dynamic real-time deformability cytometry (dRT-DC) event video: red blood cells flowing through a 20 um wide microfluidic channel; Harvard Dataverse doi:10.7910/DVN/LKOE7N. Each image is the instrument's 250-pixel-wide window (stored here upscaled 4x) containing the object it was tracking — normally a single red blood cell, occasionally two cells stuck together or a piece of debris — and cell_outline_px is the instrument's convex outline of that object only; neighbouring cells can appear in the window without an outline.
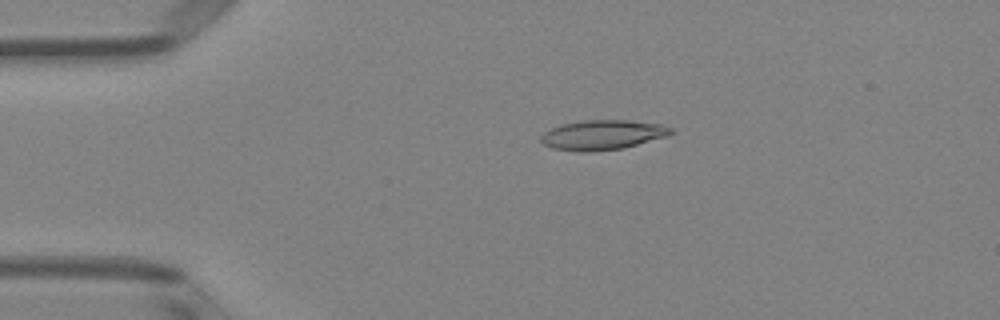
{"species": "Egyptian fruit bat (a non-hibernating species)", "species_latin": "Rousettus aegyptiacus", "temperature_condition": "room temperature", "stored_images_in_passage": 51, "camera_frame_rate_fps": 3000, "um_per_image_px": 0.085, "animal": {"sex": "female"}, "frame": {"image": 1, "passage_image": 11, "time_ms": 3.333, "image_size_px": [1000, 320], "cell_outline_px": [[672, 132], [668, 136], [624, 148], [592, 152], [580, 152], [552, 148], [544, 144], [540, 140], [540, 136], [544, 132], [552, 128], [564, 124], [584, 120], [628, 120], [660, 124], [672, 128]], "centroid_in_image_um": [51.22, 11.47], "position_along_channel_um": 33.8, "area_um2": 22.54}}
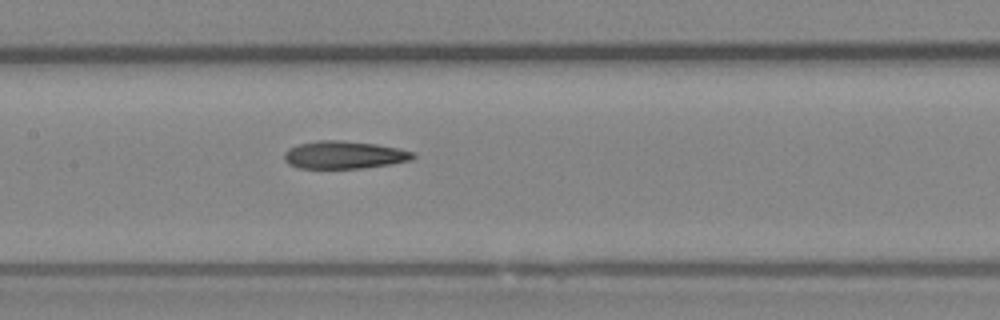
{"frame": {"image": 2, "passage_image": 25, "time_ms": 8.0, "image_size_px": [1000, 320], "cell_outline_px": [[416, 156], [412, 160], [364, 168], [300, 168], [288, 164], [284, 160], [284, 152], [288, 148], [296, 144], [316, 140], [340, 140], [376, 144], [416, 152]], "centroid_in_image_um": [29.22, 13.16], "position_along_channel_um": 178.2, "area_um2": 20.92}}
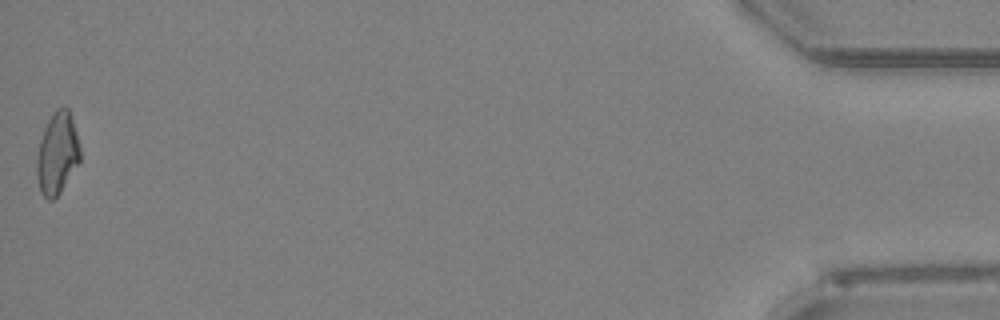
{"frame": {"image": 3, "passage_image": 51, "time_ms": 16.667, "image_size_px": [1000, 320], "cell_outline_px": [[80, 160], [60, 192], [52, 200], [48, 200], [40, 192], [36, 176], [36, 160], [40, 140], [44, 128], [48, 120], [56, 108], [68, 108], [76, 132], [80, 148]], "centroid_in_image_um": [4.84, 13.05], "position_along_channel_um": 430.4, "area_um2": 20.46}, "authors_computed_cell_mechanics": {"area_um2": 21.2126, "velocity_mm_per_s": 4.0117, "shape_relaxation_time_tau1_ms": null, "shape_relaxation_time_tau2_ms": 4.175, "deformation_change_tau1": null, "deformation_change_tau2": 0.1378}}